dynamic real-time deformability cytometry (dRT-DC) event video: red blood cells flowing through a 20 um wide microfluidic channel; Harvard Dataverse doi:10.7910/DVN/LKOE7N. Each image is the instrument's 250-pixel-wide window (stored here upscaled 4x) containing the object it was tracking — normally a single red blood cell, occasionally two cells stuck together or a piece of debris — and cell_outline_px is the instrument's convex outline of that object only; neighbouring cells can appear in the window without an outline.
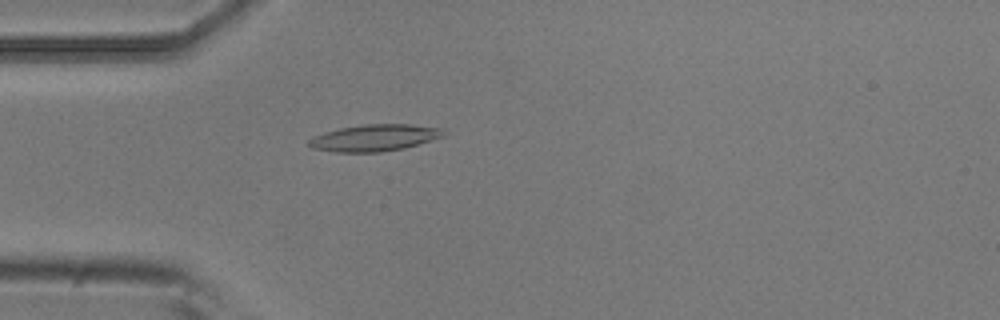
{"species": "common noctule bat (a hibernating species)", "species_latin": "Nyctalus noctula", "temperature_condition": "room temperature", "stored_images_in_passage": 2, "camera_frame_rate_fps": 3000, "um_per_image_px": 0.085, "animal": {"sex": "male", "body_mass_g": 20.5, "forearm_length_mm": 52.5}, "frame": {"image": 1, "passage_image": 2, "time_ms": 0.333, "image_size_px": [1000, 320], "cell_outline_px": [[448, 136], [404, 148], [380, 152], [336, 152], [312, 148], [308, 144], [308, 140], [312, 136], [324, 132], [340, 128], [364, 124], [412, 124], [444, 128]], "centroid_in_image_um": [31.89, 11.7], "position_along_channel_um": 53.1, "area_um2": 21.27}}